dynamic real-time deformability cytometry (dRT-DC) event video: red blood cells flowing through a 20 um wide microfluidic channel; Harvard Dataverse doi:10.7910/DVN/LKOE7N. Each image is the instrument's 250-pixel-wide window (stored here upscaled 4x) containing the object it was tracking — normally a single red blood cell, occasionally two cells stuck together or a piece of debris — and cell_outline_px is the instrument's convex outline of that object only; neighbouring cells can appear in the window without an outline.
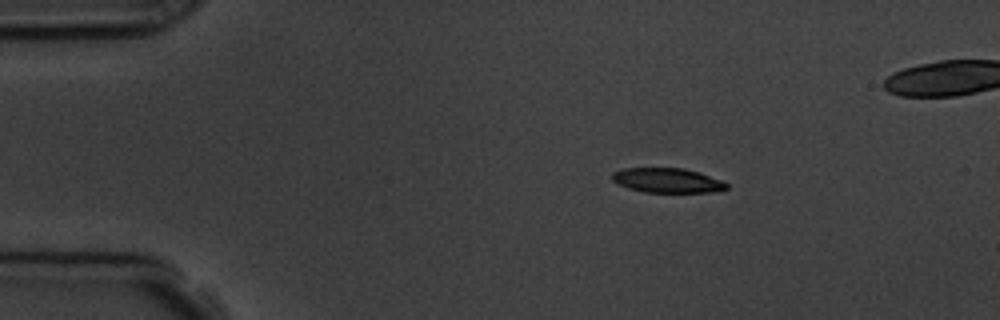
{"species": "common noctule bat (a hibernating species)", "species_latin": "Nyctalus noctula", "temperature_condition": "room temperature", "stored_images_in_passage": 5, "camera_frame_rate_fps": 3000, "um_per_image_px": 0.085, "animal": {"sex": "male", "body_mass_g": 19.5, "forearm_length_mm": 54.6}, "frame": {"image": 1, "passage_image": 2, "time_ms": 1.333, "image_size_px": [1000, 320], "cell_outline_px": [[728, 188], [712, 192], [644, 192], [628, 188], [612, 180], [612, 172], [624, 168], [684, 168], [700, 172], [724, 180], [728, 184]], "centroid_in_image_um": [56.76, 15.33], "position_along_channel_um": 28.2, "area_um2": 16.53}}